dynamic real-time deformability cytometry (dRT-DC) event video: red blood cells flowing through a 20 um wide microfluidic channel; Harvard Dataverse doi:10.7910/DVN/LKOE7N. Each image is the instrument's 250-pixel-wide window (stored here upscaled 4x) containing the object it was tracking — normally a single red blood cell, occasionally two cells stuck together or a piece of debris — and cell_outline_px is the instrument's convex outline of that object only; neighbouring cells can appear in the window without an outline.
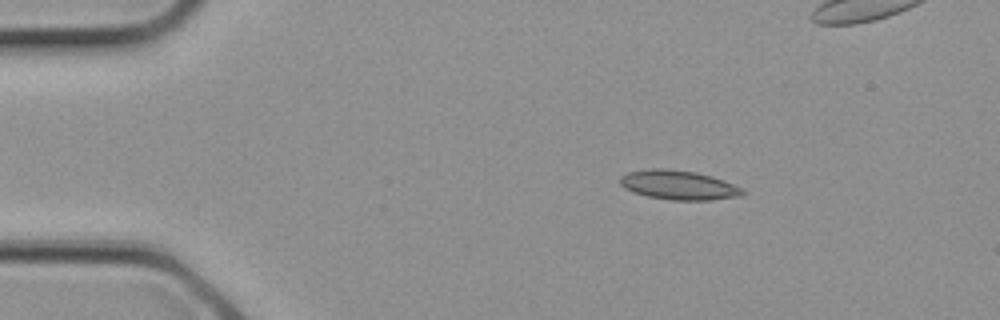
{"species": "common noctule bat (a hibernating species)", "species_latin": "Nyctalus noctula", "temperature_condition": "cold", "stored_images_in_passage": 2, "camera_frame_rate_fps": 3000, "um_per_image_px": 0.085, "animal": {"sex": "female", "body_mass_g": 21.9}, "frame": {"image": 1, "passage_image": 1, "time_ms": 0.0, "image_size_px": [1000, 320], "cell_outline_px": [[748, 192], [740, 196], [712, 200], [672, 200], [648, 196], [624, 188], [620, 184], [620, 176], [628, 172], [652, 168], [664, 168], [696, 172], [712, 176], [732, 184]], "centroid_in_image_um": [57.68, 15.72], "position_along_channel_um": 27.3, "area_um2": 20.81}}